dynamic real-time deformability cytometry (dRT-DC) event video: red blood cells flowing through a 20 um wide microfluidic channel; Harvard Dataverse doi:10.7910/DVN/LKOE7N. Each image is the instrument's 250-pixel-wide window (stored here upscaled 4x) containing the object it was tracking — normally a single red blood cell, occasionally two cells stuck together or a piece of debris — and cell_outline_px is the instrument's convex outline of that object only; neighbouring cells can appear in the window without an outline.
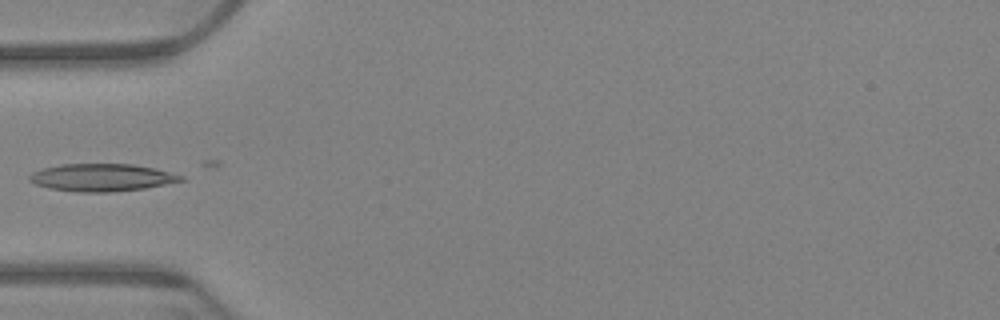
{"species": "Egyptian fruit bat (a non-hibernating species)", "species_latin": "Rousettus aegyptiacus", "temperature_condition": "warm", "stored_images_in_passage": 9, "camera_frame_rate_fps": 3000, "um_per_image_px": 0.085, "animal": {"sex": "female"}, "frame": {"image": 1, "passage_image": 1, "time_ms": 0.0, "image_size_px": [1000, 320], "cell_outline_px": [[188, 180], [144, 188], [112, 192], [76, 192], [48, 188], [36, 184], [28, 180], [28, 176], [32, 172], [44, 168], [64, 164], [132, 164], [152, 168], [184, 176]], "centroid_in_image_um": [8.65, 15.09], "position_along_channel_um": 76.4, "area_um2": 24.22}}
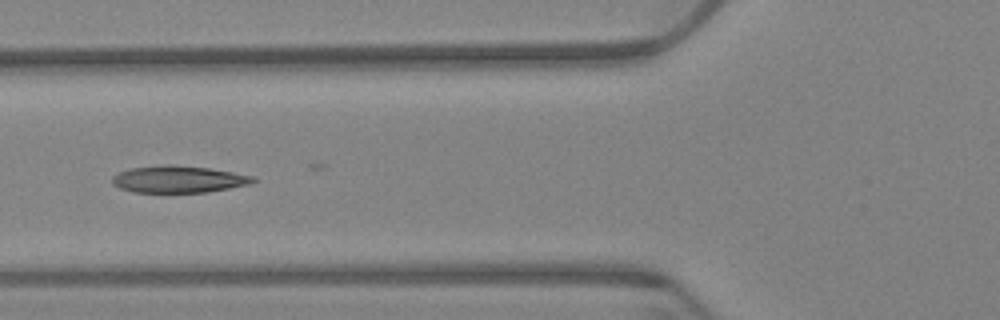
{"frame": {"image": 2, "passage_image": 4, "time_ms": 1.0, "image_size_px": [1000, 320], "cell_outline_px": [[256, 180], [252, 184], [208, 192], [132, 192], [120, 188], [112, 184], [112, 176], [120, 172], [132, 168], [168, 164], [172, 164], [208, 168], [232, 172], [252, 176]], "centroid_in_image_um": [15.17, 15.24], "position_along_channel_um": 110.6, "area_um2": 22.02}}
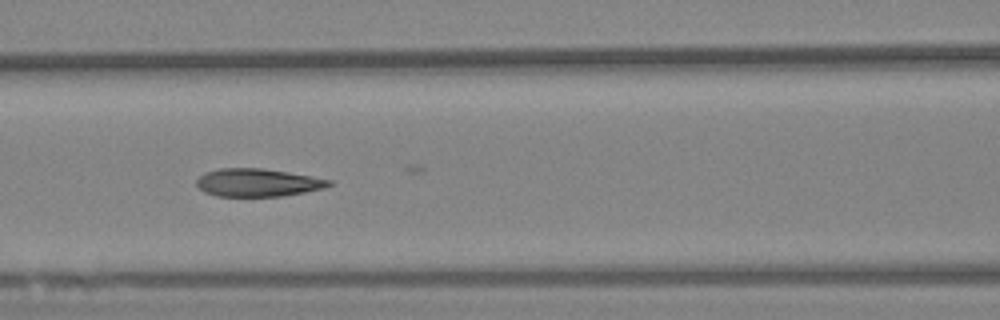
{"frame": {"image": 3, "passage_image": 7, "time_ms": 2.0, "image_size_px": [1000, 320], "cell_outline_px": [[332, 184], [324, 188], [304, 192], [280, 196], [216, 196], [204, 192], [196, 184], [196, 180], [204, 172], [220, 168], [260, 168], [288, 172], [332, 180]], "centroid_in_image_um": [21.87, 15.52], "position_along_channel_um": 144.7, "area_um2": 21.44}}